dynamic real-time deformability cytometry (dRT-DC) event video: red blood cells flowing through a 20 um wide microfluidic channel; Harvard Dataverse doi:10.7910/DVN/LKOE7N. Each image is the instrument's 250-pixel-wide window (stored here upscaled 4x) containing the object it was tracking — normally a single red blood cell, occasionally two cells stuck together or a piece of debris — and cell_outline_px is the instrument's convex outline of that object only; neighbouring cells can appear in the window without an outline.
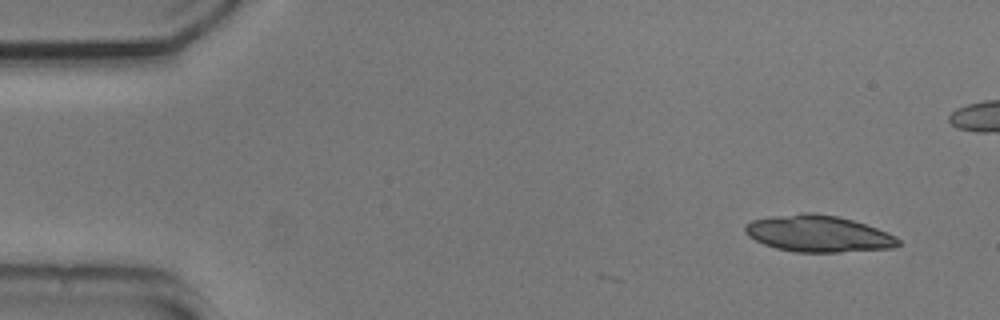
{"species": "common noctule bat (a hibernating species)", "species_latin": "Nyctalus noctula", "temperature_condition": "cold", "stored_images_in_passage": 3, "camera_frame_rate_fps": 3000, "um_per_image_px": 0.085, "animal": {"sex": "male", "body_mass_g": 20.5, "forearm_length_mm": 52.5}, "frame": {"image": 1, "passage_image": 1, "time_ms": 0.0, "image_size_px": [1000, 320], "cell_outline_px": [[900, 244], [896, 248], [840, 252], [796, 252], [776, 248], [764, 244], [748, 236], [744, 232], [744, 228], [752, 220], [772, 216], [800, 212], [812, 212], [836, 216], [852, 220], [888, 232], [896, 236], [900, 240]], "centroid_in_image_um": [69.57, 19.86], "position_along_channel_um": 15.4, "area_um2": 32.71}}